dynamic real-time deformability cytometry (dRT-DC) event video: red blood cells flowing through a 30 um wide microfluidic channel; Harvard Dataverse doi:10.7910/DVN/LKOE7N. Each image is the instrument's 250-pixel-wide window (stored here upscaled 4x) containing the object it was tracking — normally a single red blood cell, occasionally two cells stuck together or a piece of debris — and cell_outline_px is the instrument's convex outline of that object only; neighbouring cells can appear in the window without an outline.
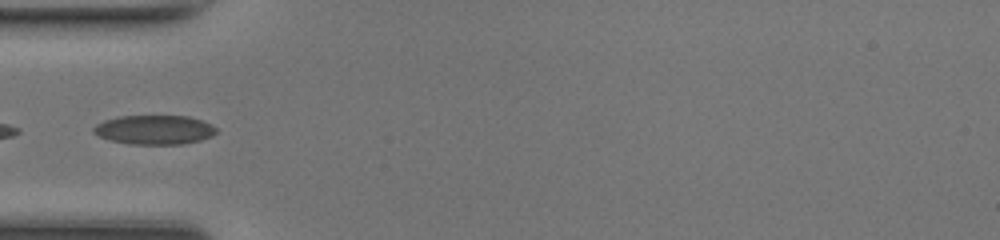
{"species": "common noctule bat (a hibernating species)", "species_latin": "Nyctalus noctula", "temperature_condition": "room temperature", "stored_images_in_passage": 6, "camera_frame_rate_fps": 3000, "um_per_image_px": 0.085, "animal": {"sex": "female", "body_mass_g": 17.0, "forearm_length_mm": 48.0}, "frame": {"image": 1, "passage_image": 1, "time_ms": 0.0, "image_size_px": [1000, 240], "cell_outline_px": [[216, 132], [212, 136], [200, 140], [180, 144], [132, 144], [112, 140], [100, 136], [92, 132], [92, 128], [96, 124], [104, 120], [120, 116], [188, 116], [212, 124], [216, 128]], "centroid_in_image_um": [13.12, 11.02], "position_along_channel_um": 71.9, "area_um2": 20.75}}